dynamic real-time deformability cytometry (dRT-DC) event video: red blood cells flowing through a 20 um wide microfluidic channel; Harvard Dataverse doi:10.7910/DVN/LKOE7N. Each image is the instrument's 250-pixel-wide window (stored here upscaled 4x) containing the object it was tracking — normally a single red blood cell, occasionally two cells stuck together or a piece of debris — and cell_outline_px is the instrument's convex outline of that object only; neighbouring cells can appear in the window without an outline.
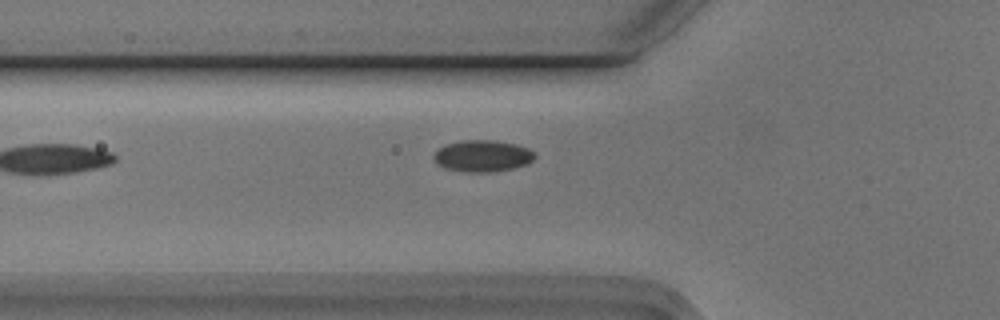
{"species": "Egyptian fruit bat (a non-hibernating species)", "species_latin": "Rousettus aegyptiacus", "temperature_condition": "cold", "stored_images_in_passage": 10, "camera_frame_rate_fps": 3000, "um_per_image_px": 0.085, "animal": {"sex": "male"}, "frame": {"image": 1, "passage_image": 2, "time_ms": 0.333, "image_size_px": [1000, 320], "cell_outline_px": [[536, 156], [528, 164], [512, 168], [488, 172], [468, 172], [444, 168], [436, 164], [432, 156], [444, 144], [460, 140], [496, 140], [516, 144], [528, 148]], "centroid_in_image_um": [40.98, 13.24], "position_along_channel_um": 84.8, "area_um2": 18.67}}